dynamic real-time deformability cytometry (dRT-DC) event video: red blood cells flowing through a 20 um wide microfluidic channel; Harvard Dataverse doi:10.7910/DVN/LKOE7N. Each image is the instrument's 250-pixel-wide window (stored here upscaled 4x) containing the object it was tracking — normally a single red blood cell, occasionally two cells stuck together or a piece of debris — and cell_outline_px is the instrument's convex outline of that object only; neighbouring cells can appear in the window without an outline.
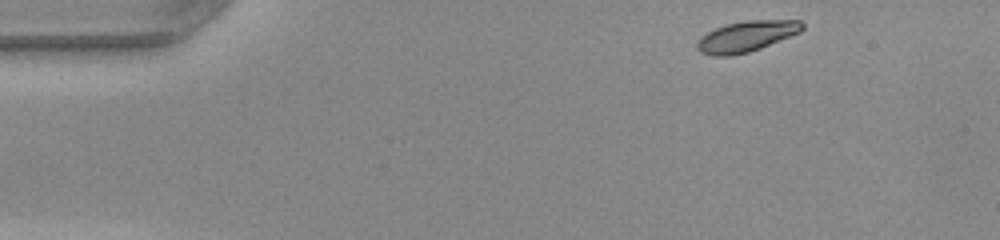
{"species": "common noctule bat (a hibernating species)", "species_latin": "Nyctalus noctula", "temperature_condition": "warm", "stored_images_in_passage": 45, "camera_frame_rate_fps": 3000, "um_per_image_px": 0.085, "animal": {"sex": "female", "body_mass_g": 22.0, "forearm_length_mm": 56.7}, "frame": {"image": 1, "passage_image": 1, "time_ms": 0.0, "image_size_px": [1000, 240], "cell_outline_px": [[804, 28], [800, 32], [760, 48], [748, 52], [728, 56], [712, 56], [700, 52], [696, 48], [696, 44], [700, 36], [716, 28], [728, 24], [744, 20], [800, 20], [804, 24]], "centroid_in_image_um": [63.43, 3.09], "position_along_channel_um": 21.6, "area_um2": 18.79}}
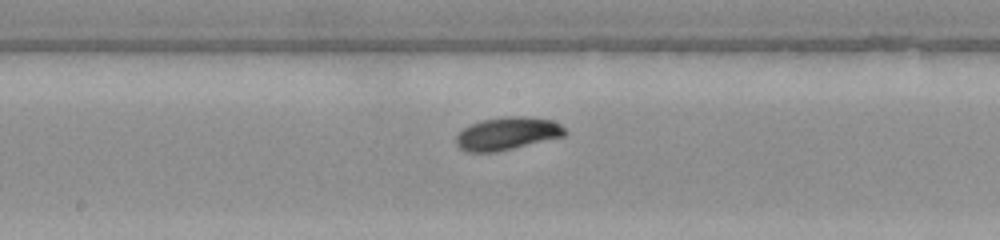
{"frame": {"image": 2, "passage_image": 21, "time_ms": 6.667, "image_size_px": [1000, 240], "cell_outline_px": [[568, 132], [564, 136], [496, 152], [468, 152], [460, 148], [456, 144], [456, 136], [464, 128], [472, 124], [484, 120], [508, 116], [524, 116], [552, 120], [560, 124]], "centroid_in_image_um": [43.13, 11.35], "position_along_channel_um": 205.1, "area_um2": 20.58}}
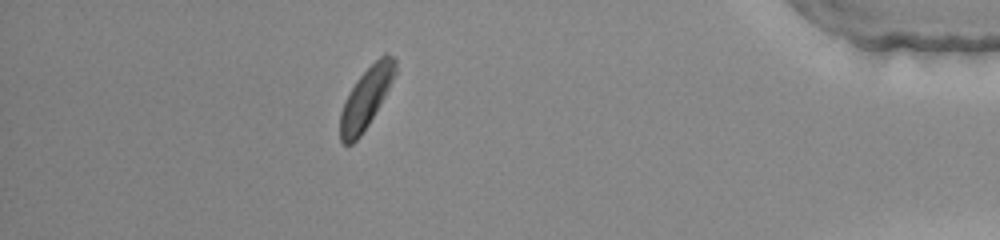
{"frame": {"image": 3, "passage_image": 39, "time_ms": 12.667, "image_size_px": [1000, 240], "cell_outline_px": [[396, 72], [380, 104], [368, 124], [360, 136], [352, 144], [344, 144], [340, 140], [340, 112], [348, 92], [356, 80], [384, 52], [388, 52], [396, 60]], "centroid_in_image_um": [31.1, 8.31], "position_along_channel_um": 404.1, "area_um2": 19.13}, "authors_computed_cell_mechanics": {"area_um2": 19.7676, "velocity_mm_per_s": 4.0868, "shape_relaxation_time_tau1_ms": 1.0468, "shape_relaxation_time_tau2_ms": null, "deformation_change_tau1": 0.0813, "deformation_change_tau2": null}}